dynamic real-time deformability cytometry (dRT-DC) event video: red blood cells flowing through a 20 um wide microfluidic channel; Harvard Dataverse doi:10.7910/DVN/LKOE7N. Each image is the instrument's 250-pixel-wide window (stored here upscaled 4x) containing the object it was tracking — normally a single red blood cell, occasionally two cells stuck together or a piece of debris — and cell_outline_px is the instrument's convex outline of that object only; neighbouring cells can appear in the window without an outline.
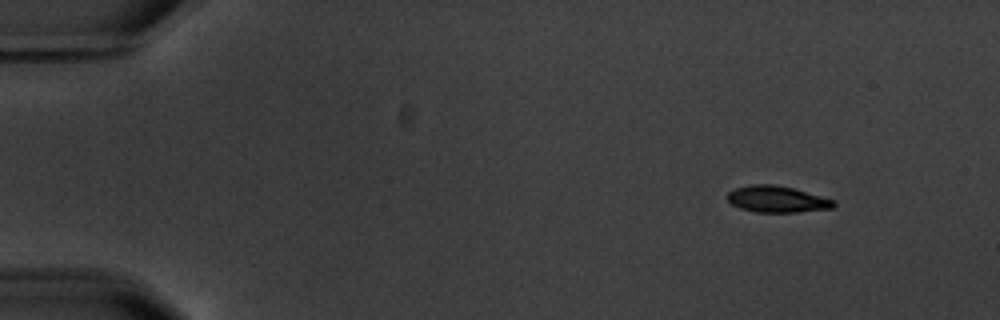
{"species": "common noctule bat (a hibernating species)", "species_latin": "Nyctalus noctula", "temperature_condition": "warm", "stored_images_in_passage": 7, "camera_frame_rate_fps": 3000, "um_per_image_px": 0.085, "animal": {"sex": "male", "body_mass_g": 20.1, "forearm_length_mm": 53.5}, "frame": {"image": 1, "passage_image": 1, "time_ms": 0.0, "image_size_px": [1000, 320], "cell_outline_px": [[836, 204], [832, 208], [796, 212], [756, 212], [740, 208], [732, 204], [724, 196], [728, 192], [736, 188], [752, 184], [772, 184], [792, 188], [836, 200]], "centroid_in_image_um": [66.03, 16.93], "position_along_channel_um": 19.0, "area_um2": 16.36}}
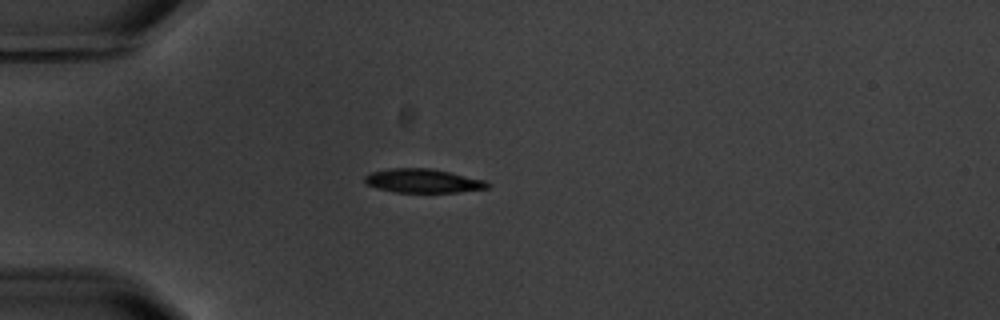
{"frame": {"image": 2, "passage_image": 3, "time_ms": 3.333, "image_size_px": [1000, 320], "cell_outline_px": [[492, 184], [488, 188], [456, 192], [396, 192], [376, 188], [368, 184], [364, 180], [364, 176], [372, 172], [388, 168], [432, 168], [488, 180]], "centroid_in_image_um": [36.01, 15.36], "position_along_channel_um": 49.0, "area_um2": 17.22}}
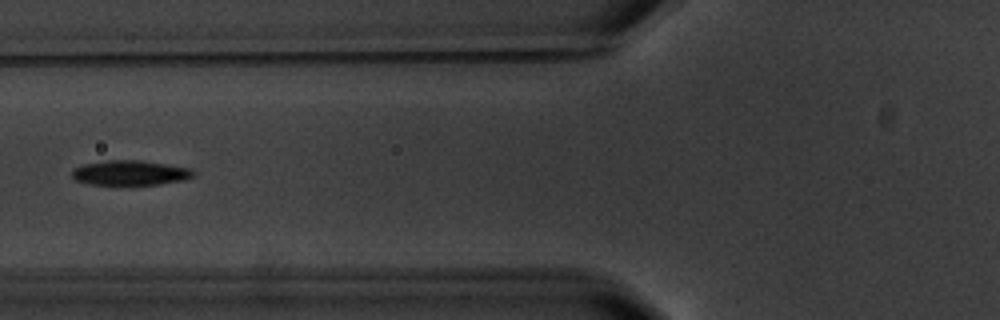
{"frame": {"image": 3, "passage_image": 5, "time_ms": 5.667, "image_size_px": [1000, 320], "cell_outline_px": [[196, 172], [192, 176], [184, 180], [160, 184], [88, 184], [76, 180], [72, 176], [72, 168], [84, 164], [104, 160], [140, 160], [188, 168]], "centroid_in_image_um": [11.02, 14.68], "position_along_channel_um": 114.8, "area_um2": 17.4}}